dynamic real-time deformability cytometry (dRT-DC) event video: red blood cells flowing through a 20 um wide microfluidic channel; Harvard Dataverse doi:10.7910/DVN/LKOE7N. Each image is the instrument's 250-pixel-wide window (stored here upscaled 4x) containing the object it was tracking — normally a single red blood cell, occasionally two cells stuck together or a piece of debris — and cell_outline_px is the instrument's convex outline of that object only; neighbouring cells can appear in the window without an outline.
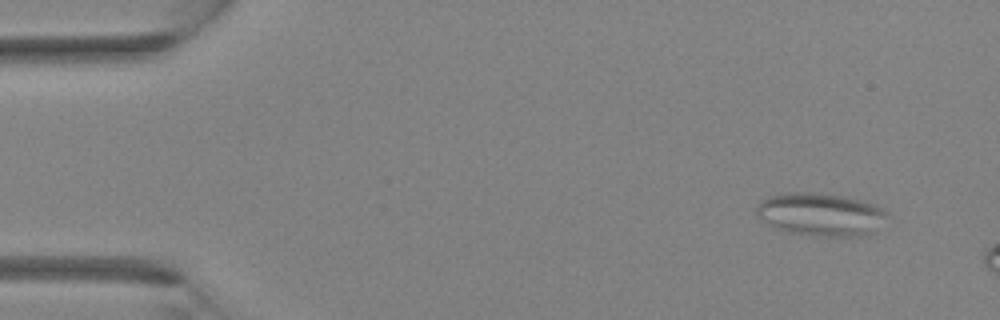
{"species": "Egyptian fruit bat (a non-hibernating species)", "species_latin": "Rousettus aegyptiacus", "temperature_condition": "room temperature", "stored_images_in_passage": 3, "camera_frame_rate_fps": 3000, "um_per_image_px": 0.085, "animal": {"sex": "female"}, "frame": {"image": 1, "passage_image": 1, "time_ms": 0.0, "image_size_px": [1000, 320], "cell_outline_px": [[888, 216], [872, 232], [852, 236], [812, 236], [788, 232], [776, 228], [764, 220], [756, 212], [756, 204], [760, 200], [768, 196], [784, 192], [812, 192], [840, 196], [872, 204], [880, 208]], "centroid_in_image_um": [69.67, 18.21], "position_along_channel_um": 15.3, "area_um2": 32.14}}